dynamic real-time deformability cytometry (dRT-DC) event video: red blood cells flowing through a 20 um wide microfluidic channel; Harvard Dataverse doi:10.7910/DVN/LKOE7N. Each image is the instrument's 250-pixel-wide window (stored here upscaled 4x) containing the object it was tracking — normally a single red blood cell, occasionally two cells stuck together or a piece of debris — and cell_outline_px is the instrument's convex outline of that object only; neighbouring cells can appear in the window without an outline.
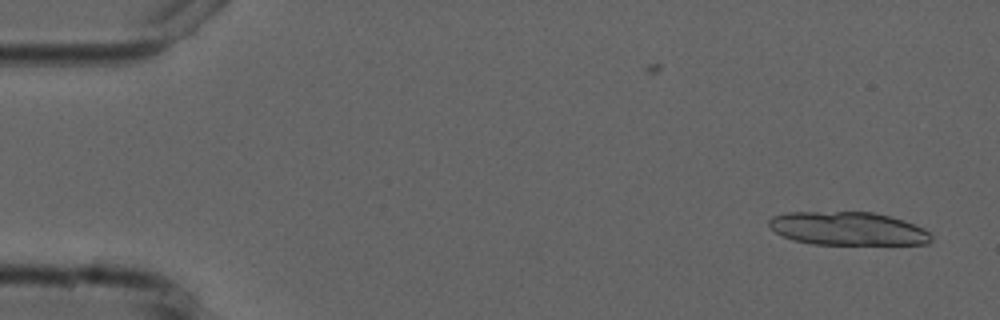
{"species": "common noctule bat (a hibernating species)", "species_latin": "Nyctalus noctula", "temperature_condition": "cold", "stored_images_in_passage": 2, "camera_frame_rate_fps": 3000, "um_per_image_px": 0.085, "animal": {"sex": "male", "forearm_length_mm": 52.5}, "frame": {"image": 1, "passage_image": 2, "time_ms": 2.0, "image_size_px": [1000, 320], "cell_outline_px": [[932, 240], [928, 244], [812, 244], [792, 240], [776, 232], [768, 224], [768, 220], [772, 216], [788, 212], [872, 212], [904, 220], [924, 228], [932, 236]], "centroid_in_image_um": [72.07, 19.43], "position_along_channel_um": 12.9, "area_um2": 31.5}}